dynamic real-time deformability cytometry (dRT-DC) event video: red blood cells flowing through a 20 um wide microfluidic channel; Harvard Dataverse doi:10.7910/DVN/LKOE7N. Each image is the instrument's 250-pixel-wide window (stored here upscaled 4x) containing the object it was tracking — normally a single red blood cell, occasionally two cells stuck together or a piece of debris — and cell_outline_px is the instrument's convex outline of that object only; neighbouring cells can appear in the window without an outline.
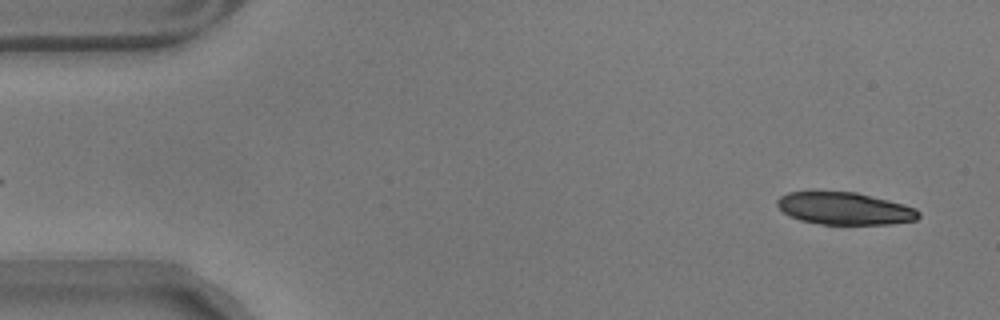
{"species": "common noctule bat (a hibernating species)", "species_latin": "Nyctalus noctula", "temperature_condition": "warm", "stored_images_in_passage": 55, "segment_of_instrument_passage": [1, 2], "camera_frame_rate_fps": 3000, "um_per_image_px": 0.085, "animal": {"sex": "male", "body_mass_g": 17.9}, "frame": {"image": 1, "passage_image": 2, "time_ms": 0.333, "image_size_px": [1000, 320], "cell_outline_px": [[920, 216], [916, 220], [892, 224], [820, 224], [800, 220], [788, 216], [776, 204], [776, 200], [780, 196], [788, 192], [856, 192], [904, 204], [916, 208], [920, 212]], "centroid_in_image_um": [71.8, 17.73], "position_along_channel_um": 13.2, "area_um2": 26.65}}